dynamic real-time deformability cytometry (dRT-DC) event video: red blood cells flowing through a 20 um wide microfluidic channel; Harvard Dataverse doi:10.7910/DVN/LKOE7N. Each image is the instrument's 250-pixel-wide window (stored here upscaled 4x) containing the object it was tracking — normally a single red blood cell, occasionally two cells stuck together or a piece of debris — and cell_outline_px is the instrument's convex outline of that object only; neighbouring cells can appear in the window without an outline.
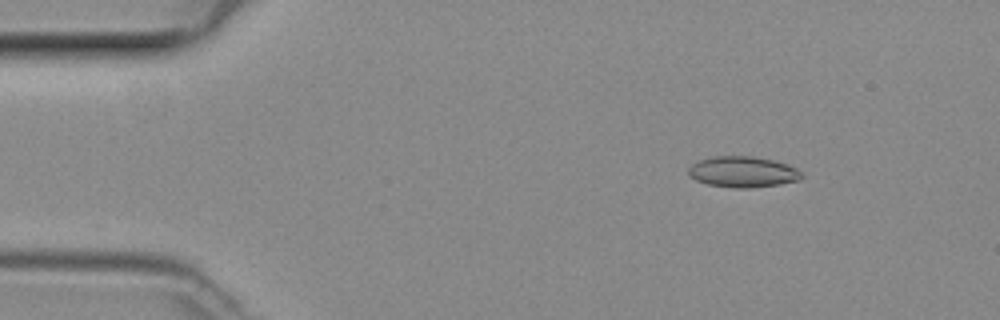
{"species": "common noctule bat (a hibernating species)", "species_latin": "Nyctalus noctula", "temperature_condition": "room temperature", "stored_images_in_passage": 14, "camera_frame_rate_fps": 3000, "um_per_image_px": 0.085, "animal": {"sex": "female", "body_mass_g": 29.2, "forearm_length_mm": 56.3}, "frame": {"image": 1, "passage_image": 4, "time_ms": 1.0, "image_size_px": [1000, 320], "cell_outline_px": [[804, 176], [800, 180], [780, 184], [748, 188], [732, 188], [708, 184], [696, 180], [688, 172], [688, 168], [692, 164], [700, 160], [712, 156], [752, 156], [772, 160], [788, 164], [804, 172]], "centroid_in_image_um": [63.19, 14.61], "position_along_channel_um": 21.8, "area_um2": 20.46}}
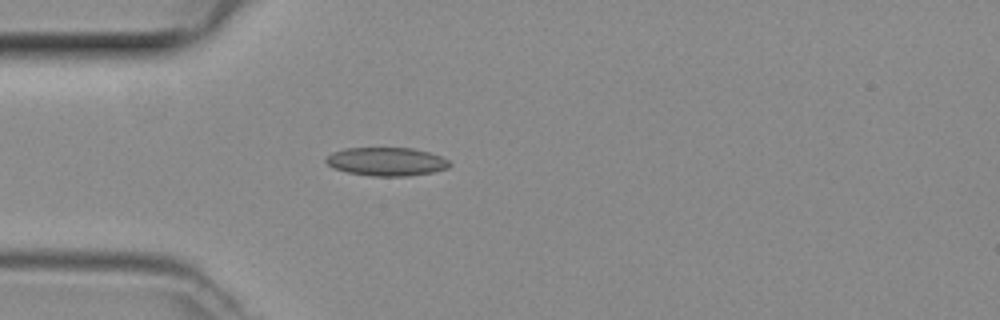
{"frame": {"image": 2, "passage_image": 11, "time_ms": 3.333, "image_size_px": [1000, 320], "cell_outline_px": [[452, 164], [448, 168], [432, 172], [408, 176], [372, 176], [348, 172], [336, 168], [328, 164], [324, 160], [332, 152], [344, 148], [412, 148], [428, 152], [440, 156], [448, 160]], "centroid_in_image_um": [32.87, 13.73], "position_along_channel_um": 52.1, "area_um2": 20.35}}